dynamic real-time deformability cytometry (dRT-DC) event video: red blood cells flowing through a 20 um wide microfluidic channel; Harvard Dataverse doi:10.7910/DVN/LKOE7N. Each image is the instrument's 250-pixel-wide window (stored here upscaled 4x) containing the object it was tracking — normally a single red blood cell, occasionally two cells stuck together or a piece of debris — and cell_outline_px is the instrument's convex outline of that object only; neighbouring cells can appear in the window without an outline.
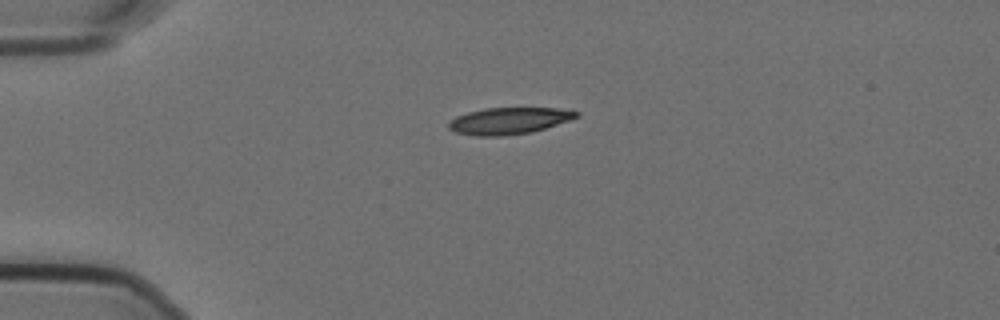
{"species": "Egyptian fruit bat (a non-hibernating species)", "species_latin": "Rousettus aegyptiacus", "temperature_condition": "cold", "stored_images_in_passage": 44, "camera_frame_rate_fps": 3000, "um_per_image_px": 0.085, "animal": {"sex": "female"}, "frame": {"image": 1, "passage_image": 1, "time_ms": 0.0, "image_size_px": [1000, 320], "cell_outline_px": [[580, 116], [572, 120], [532, 132], [504, 136], [476, 136], [456, 132], [448, 128], [448, 120], [456, 116], [468, 112], [484, 108], [556, 108], [580, 112]], "centroid_in_image_um": [43.26, 10.27], "position_along_channel_um": 41.7, "area_um2": 20.06}}
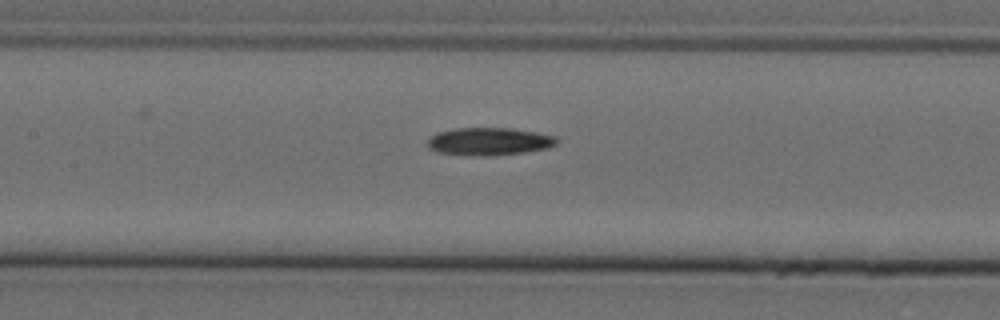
{"frame": {"image": 2, "passage_image": 14, "time_ms": 4.333, "image_size_px": [1000, 320], "cell_outline_px": [[556, 144], [548, 148], [524, 152], [492, 156], [480, 156], [436, 152], [428, 148], [428, 140], [436, 132], [456, 128], [512, 128], [536, 132], [556, 136]], "centroid_in_image_um": [41.57, 12.02], "position_along_channel_um": 165.8, "area_um2": 20.87}}
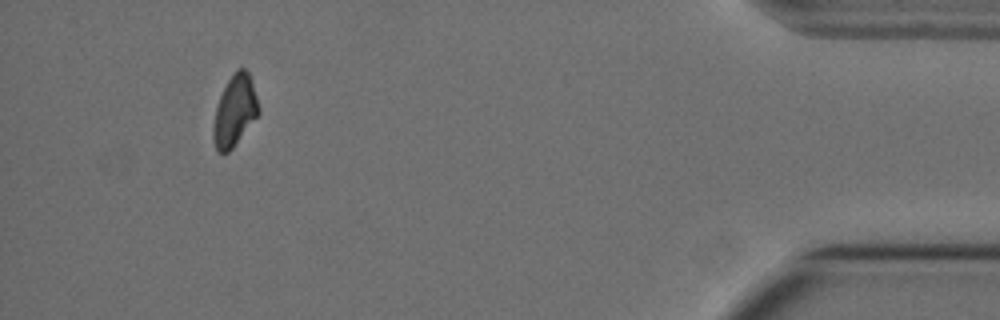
{"frame": {"image": 3, "passage_image": 40, "time_ms": 13.0, "image_size_px": [1000, 320], "cell_outline_px": [[260, 112], [232, 148], [228, 152], [216, 152], [212, 140], [212, 128], [216, 108], [220, 96], [232, 72], [236, 68], [244, 68], [248, 72], [260, 108]], "centroid_in_image_um": [19.93, 9.43], "position_along_channel_um": 415.3, "area_um2": 18.61}}